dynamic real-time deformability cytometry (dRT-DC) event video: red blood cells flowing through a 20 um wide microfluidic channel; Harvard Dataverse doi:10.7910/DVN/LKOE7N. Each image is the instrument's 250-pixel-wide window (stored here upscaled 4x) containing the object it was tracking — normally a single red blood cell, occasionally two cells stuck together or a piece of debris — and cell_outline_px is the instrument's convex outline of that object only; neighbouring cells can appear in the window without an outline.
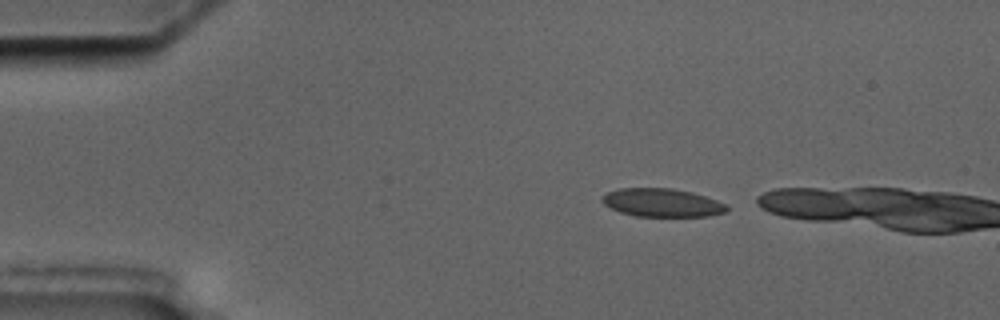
{"species": "common noctule bat (a hibernating species)", "species_latin": "Nyctalus noctula", "temperature_condition": "cold", "stored_images_in_passage": 2, "camera_frame_rate_fps": 3000, "um_per_image_px": 0.085, "animal": {"sex": "male", "body_mass_g": 17.5, "forearm_length_mm": 52.3}, "frame": {"image": 1, "passage_image": 1, "time_ms": 0.0, "image_size_px": [1000, 320], "cell_outline_px": [[728, 208], [724, 212], [708, 216], [636, 216], [620, 212], [604, 204], [600, 200], [600, 196], [608, 192], [620, 188], [672, 188], [692, 192], [716, 200], [724, 204]], "centroid_in_image_um": [56.22, 17.22], "position_along_channel_um": 28.8, "area_um2": 20.4}}